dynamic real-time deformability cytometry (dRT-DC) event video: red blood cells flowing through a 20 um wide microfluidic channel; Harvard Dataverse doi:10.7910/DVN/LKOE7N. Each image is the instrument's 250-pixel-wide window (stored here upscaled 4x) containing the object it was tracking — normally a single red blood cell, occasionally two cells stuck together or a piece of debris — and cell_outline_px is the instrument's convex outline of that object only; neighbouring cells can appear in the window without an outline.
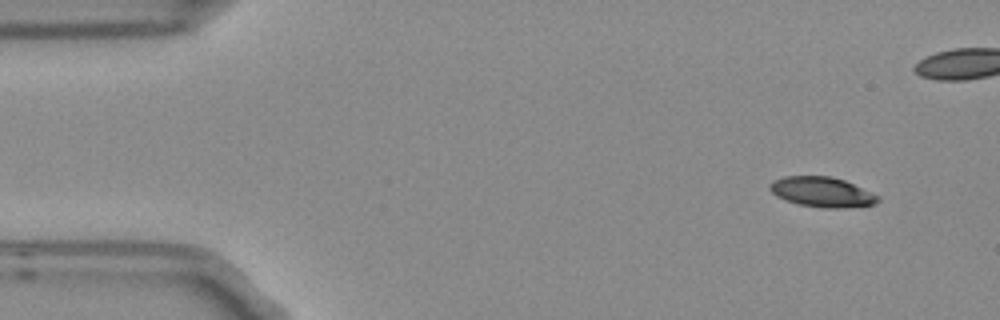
{"species": "Egyptian fruit bat (a non-hibernating species)", "species_latin": "Rousettus aegyptiacus", "temperature_condition": "room temperature", "stored_images_in_passage": 5, "segment_of_instrument_passage": [2, 2], "camera_frame_rate_fps": 3000, "um_per_image_px": 0.085, "frame": {"image": 1, "passage_image": 5, "time_ms": 1.333, "image_size_px": [1000, 320], "cell_outline_px": [[880, 200], [876, 204], [840, 208], [824, 208], [800, 204], [784, 200], [776, 196], [768, 188], [768, 184], [772, 180], [784, 176], [828, 176], [844, 180], [880, 196]], "centroid_in_image_um": [69.84, 16.32], "position_along_channel_um": 15.2, "area_um2": 18.96}}